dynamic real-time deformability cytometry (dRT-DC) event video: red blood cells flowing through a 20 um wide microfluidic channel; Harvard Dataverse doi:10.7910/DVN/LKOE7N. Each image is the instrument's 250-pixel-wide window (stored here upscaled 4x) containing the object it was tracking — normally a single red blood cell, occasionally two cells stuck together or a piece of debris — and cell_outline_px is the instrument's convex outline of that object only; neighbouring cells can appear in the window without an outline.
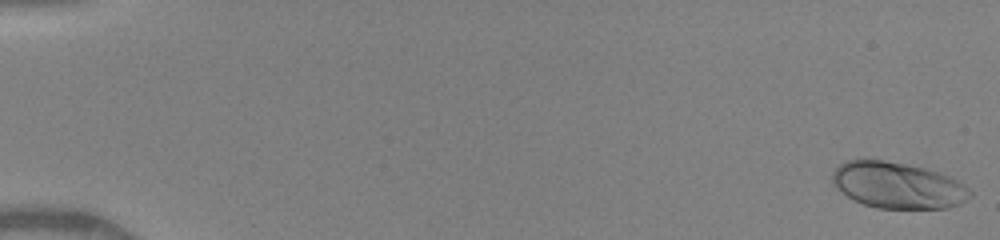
{"species": "human", "species_latin": "Homo sapiens", "temperature_condition": "warm", "stored_images_in_passage": 49, "camera_frame_rate_fps": 3000, "um_per_image_px": 0.085, "donor": {"sex": "female"}, "frame": {"image": 1, "passage_image": 1, "time_ms": 0.0, "image_size_px": [1000, 240], "cell_outline_px": [[972, 196], [960, 204], [948, 208], [876, 208], [864, 204], [848, 196], [836, 188], [832, 184], [832, 172], [840, 164], [848, 160], [884, 160], [924, 168], [948, 176], [956, 180], [968, 188], [972, 192]], "centroid_in_image_um": [76.3, 15.76], "position_along_channel_um": 8.7, "area_um2": 36.76}}
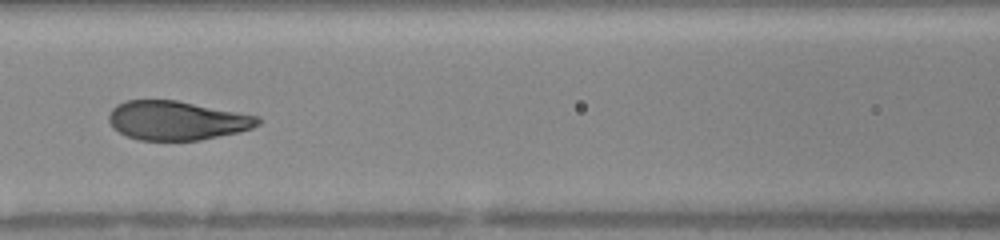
{"frame": {"image": 2, "passage_image": 24, "time_ms": 7.667, "image_size_px": [1000, 240], "cell_outline_px": [[260, 124], [252, 128], [236, 132], [200, 140], [140, 140], [128, 136], [112, 128], [108, 120], [108, 116], [112, 108], [116, 104], [124, 100], [176, 100], [260, 116]], "centroid_in_image_um": [15.0, 10.23], "position_along_channel_um": 151.6, "area_um2": 33.87}}
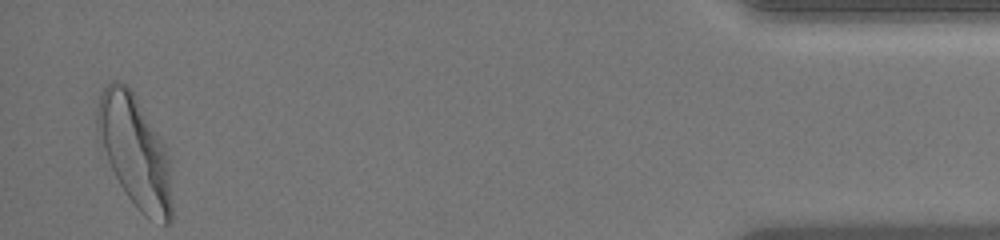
{"frame": {"image": 3, "passage_image": 49, "time_ms": 16.0, "image_size_px": [1000, 240], "cell_outline_px": [[172, 220], [168, 224], [164, 224], [144, 216], [128, 196], [120, 184], [96, 136], [96, 112], [100, 92], [112, 80], [116, 80], [124, 84], [132, 92], [164, 144], [168, 152], [172, 204]], "centroid_in_image_um": [11.45, 12.89], "position_along_channel_um": 423.7, "area_um2": 47.97}, "authors_computed_cell_mechanics": {"area_um2": 35.6626, "velocity_mm_per_s": 4.0865, "shape_relaxation_time_tau1_ms": 2.8829, "shape_relaxation_time_tau2_ms": null, "deformation_change_tau1": 0.1846, "deformation_change_tau2": null}}